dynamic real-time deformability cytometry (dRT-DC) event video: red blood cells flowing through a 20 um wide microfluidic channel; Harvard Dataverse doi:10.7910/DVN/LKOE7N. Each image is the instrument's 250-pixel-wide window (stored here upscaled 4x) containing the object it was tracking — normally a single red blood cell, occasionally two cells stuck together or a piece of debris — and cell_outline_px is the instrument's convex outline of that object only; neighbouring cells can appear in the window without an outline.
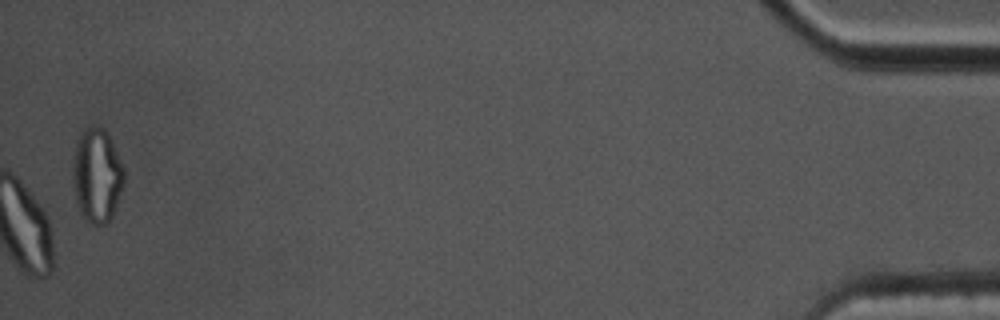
{"species": "common noctule bat (a hibernating species)", "species_latin": "Nyctalus noctula", "temperature_condition": "cold", "stored_images_in_passage": 43, "camera_frame_rate_fps": 3000, "um_per_image_px": 0.085, "animal": {"sex": "male", "body_mass_g": 17.5, "forearm_length_mm": 52.3}, "frame": {"image": 1, "passage_image": 43, "time_ms": 14.0, "image_size_px": [1000, 320], "cell_outline_px": [[124, 184], [112, 216], [104, 224], [88, 224], [80, 216], [76, 200], [72, 176], [72, 160], [76, 140], [80, 132], [84, 128], [96, 124], [108, 136], [124, 168]], "centroid_in_image_um": [8.19, 14.93], "position_along_channel_um": 427.0, "area_um2": 28.32}, "authors_computed_cell_mechanics": {"area_um2": 20.5768, "velocity_mm_per_s": 3.5174, "shape_relaxation_time_tau1_ms": 7.3199, "shape_relaxation_time_tau2_ms": 1.3458, "deformation_change_tau1": 0.2021, "deformation_change_tau2": 0.0708}}